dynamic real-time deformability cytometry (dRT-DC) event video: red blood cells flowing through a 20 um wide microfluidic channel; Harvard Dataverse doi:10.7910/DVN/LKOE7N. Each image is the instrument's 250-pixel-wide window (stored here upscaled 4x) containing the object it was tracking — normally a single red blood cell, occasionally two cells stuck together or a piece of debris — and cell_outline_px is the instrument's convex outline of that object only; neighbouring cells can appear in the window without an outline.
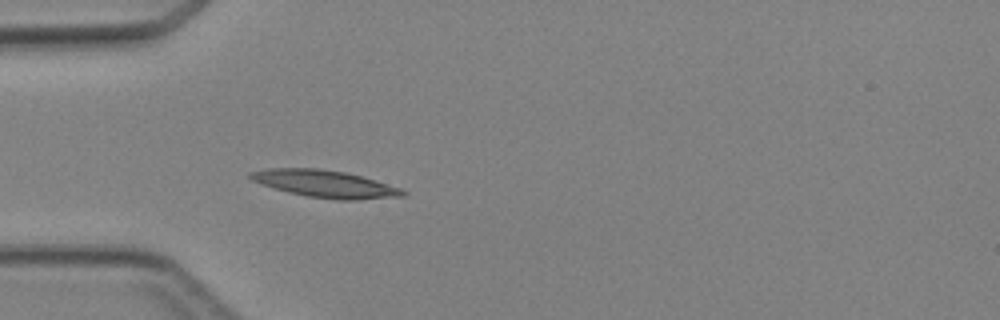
{"species": "Egyptian fruit bat (a non-hibernating species)", "species_latin": "Rousettus aegyptiacus", "temperature_condition": "cold", "stored_images_in_passage": 4, "camera_frame_rate_fps": 3000, "um_per_image_px": 0.085, "animal": {"sex": "female"}, "frame": {"image": 1, "passage_image": 4, "time_ms": 3.333, "image_size_px": [1000, 320], "cell_outline_px": [[408, 192], [404, 196], [360, 200], [336, 200], [308, 196], [288, 192], [260, 184], [252, 180], [248, 176], [248, 172], [268, 168], [320, 168], [344, 172], [360, 176], [400, 188]], "centroid_in_image_um": [27.6, 15.63], "position_along_channel_um": 57.4, "area_um2": 24.16}}